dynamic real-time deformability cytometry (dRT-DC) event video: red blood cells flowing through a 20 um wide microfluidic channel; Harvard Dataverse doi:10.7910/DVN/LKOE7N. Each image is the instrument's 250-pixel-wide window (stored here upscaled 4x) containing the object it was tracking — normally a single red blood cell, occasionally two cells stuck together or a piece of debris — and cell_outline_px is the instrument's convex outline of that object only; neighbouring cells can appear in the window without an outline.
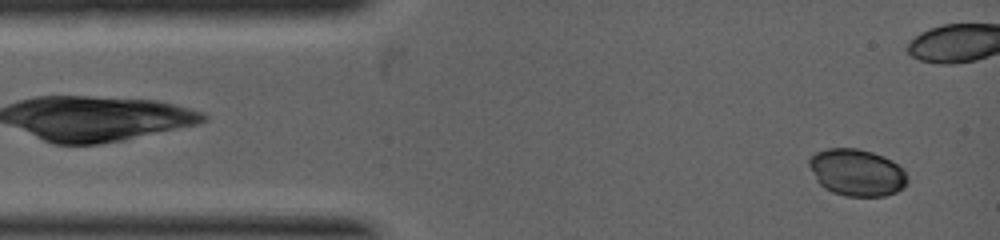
{"species": "common noctule bat (a hibernating species)", "species_latin": "Nyctalus noctula", "temperature_condition": "warm", "stored_images_in_passage": 62, "camera_frame_rate_fps": 5000, "um_per_image_px": 0.085, "animal": {"sex": "female", "body_mass_g": 19.0, "forearm_length_mm": 53.3}, "frame": {"image": 1, "passage_image": 5, "time_ms": 0.4, "image_size_px": [1000, 240], "cell_outline_px": [[908, 180], [904, 188], [896, 192], [884, 196], [844, 196], [832, 192], [824, 188], [816, 180], [808, 164], [808, 160], [816, 152], [828, 148], [856, 148], [872, 152], [896, 164], [908, 176]], "centroid_in_image_um": [72.8, 14.68], "position_along_channel_um": 12.2, "area_um2": 26.7}}
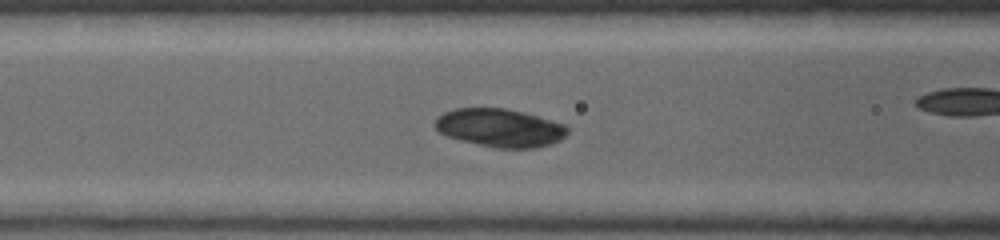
{"frame": {"image": 2, "passage_image": 24, "time_ms": 2.8, "image_size_px": [1000, 240], "cell_outline_px": [[568, 132], [560, 140], [552, 144], [536, 148], [496, 148], [460, 140], [448, 136], [440, 132], [432, 124], [436, 116], [444, 112], [456, 108], [504, 108], [524, 112], [564, 124], [568, 128]], "centroid_in_image_um": [42.47, 10.86], "position_along_channel_um": 124.1, "area_um2": 29.59}}
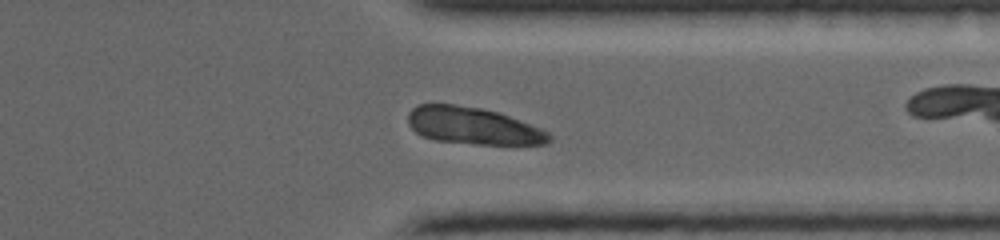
{"frame": {"image": 3, "passage_image": 53, "time_ms": 6.2, "image_size_px": [1000, 240], "cell_outline_px": [[552, 140], [548, 144], [476, 144], [432, 140], [416, 132], [408, 124], [408, 112], [416, 104], [456, 104], [480, 108], [496, 112], [520, 120], [540, 128], [548, 132], [552, 136]], "centroid_in_image_um": [40.19, 10.7], "position_along_channel_um": 371.2, "area_um2": 30.46}}